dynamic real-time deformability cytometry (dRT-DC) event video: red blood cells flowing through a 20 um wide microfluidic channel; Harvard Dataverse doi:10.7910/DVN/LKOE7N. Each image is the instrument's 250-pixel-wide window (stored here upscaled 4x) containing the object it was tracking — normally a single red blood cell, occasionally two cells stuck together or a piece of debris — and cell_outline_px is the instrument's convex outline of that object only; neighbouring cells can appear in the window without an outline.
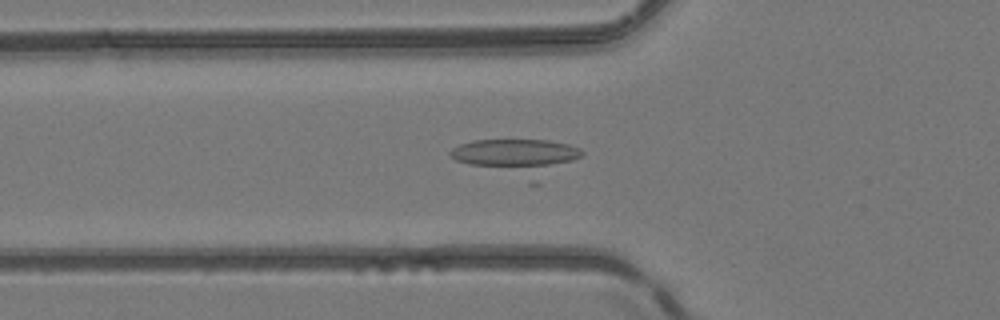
{"species": "common noctule bat (a hibernating species)", "species_latin": "Nyctalus noctula", "temperature_condition": "room temperature", "stored_images_in_passage": 47, "camera_frame_rate_fps": 3000, "um_per_image_px": 0.085, "animal": {"sex": "female", "body_mass_g": 24.6, "forearm_length_mm": 56.2}, "frame": {"image": 1, "passage_image": 18, "time_ms": 5.667, "image_size_px": [1000, 320], "cell_outline_px": [[584, 152], [580, 156], [572, 160], [540, 168], [528, 168], [468, 164], [456, 160], [448, 152], [452, 148], [460, 144], [472, 140], [548, 140], [568, 144], [580, 148]], "centroid_in_image_um": [43.78, 13.01], "position_along_channel_um": 82.0, "area_um2": 21.62}}
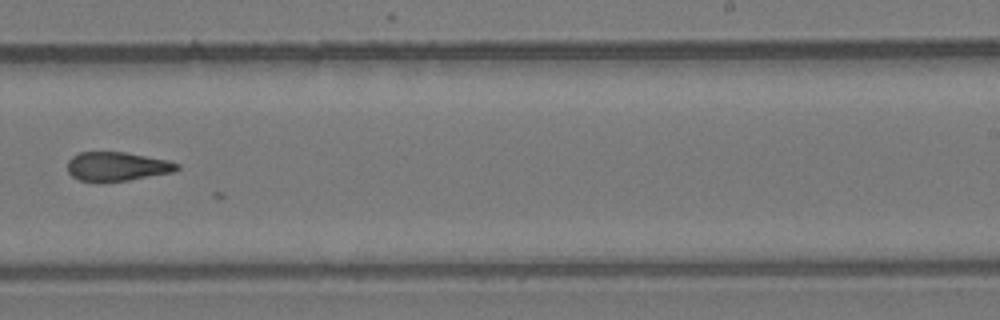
{"frame": {"image": 2, "passage_image": 32, "time_ms": 10.333, "image_size_px": [1000, 320], "cell_outline_px": [[180, 168], [176, 172], [128, 180], [80, 180], [72, 176], [68, 172], [68, 160], [72, 156], [80, 152], [124, 152], [168, 160], [180, 164]], "centroid_in_image_um": [10.0, 14.13], "position_along_channel_um": 279.0, "area_um2": 18.26}}
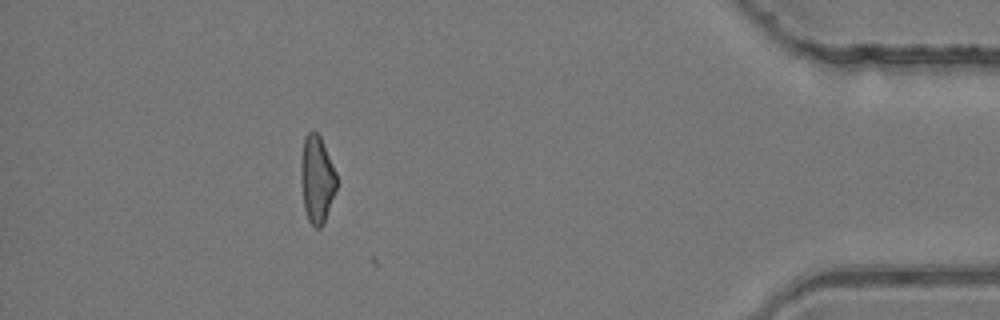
{"frame": {"image": 3, "passage_image": 45, "time_ms": 14.667, "image_size_px": [1000, 320], "cell_outline_px": [[336, 188], [324, 224], [320, 228], [316, 228], [308, 220], [304, 208], [300, 180], [300, 164], [304, 136], [312, 128], [320, 136], [336, 172]], "centroid_in_image_um": [26.91, 15.22], "position_along_channel_um": 408.3, "area_um2": 18.32}}